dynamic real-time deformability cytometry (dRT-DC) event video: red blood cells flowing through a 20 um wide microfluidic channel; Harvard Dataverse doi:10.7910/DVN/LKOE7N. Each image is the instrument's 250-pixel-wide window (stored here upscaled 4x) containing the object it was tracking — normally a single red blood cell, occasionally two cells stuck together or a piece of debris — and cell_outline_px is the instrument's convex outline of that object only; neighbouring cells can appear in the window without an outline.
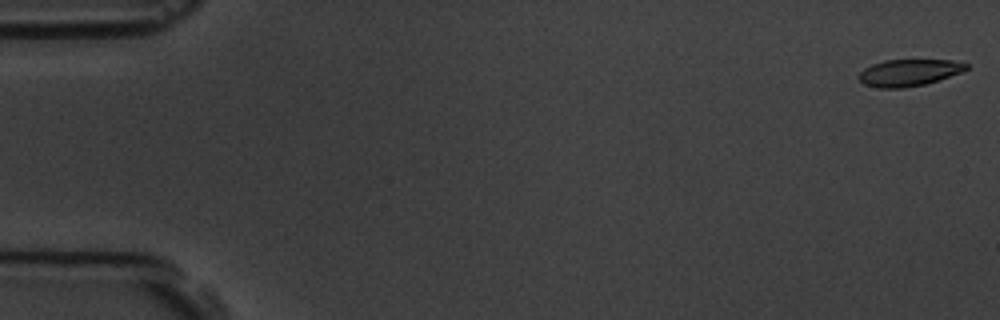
{"species": "common noctule bat (a hibernating species)", "species_latin": "Nyctalus noctula", "temperature_condition": "room temperature", "stored_images_in_passage": 5, "camera_frame_rate_fps": 3000, "um_per_image_px": 0.085, "animal": {"sex": "male", "body_mass_g": 19.5, "forearm_length_mm": 54.6}, "frame": {"image": 1, "passage_image": 1, "time_ms": 0.0, "image_size_px": [1000, 320], "cell_outline_px": [[968, 68], [964, 72], [924, 84], [904, 88], [880, 88], [864, 84], [856, 76], [864, 68], [872, 64], [884, 60], [952, 60], [968, 64]], "centroid_in_image_um": [77.25, 6.17], "position_along_channel_um": 7.7, "area_um2": 16.82}}
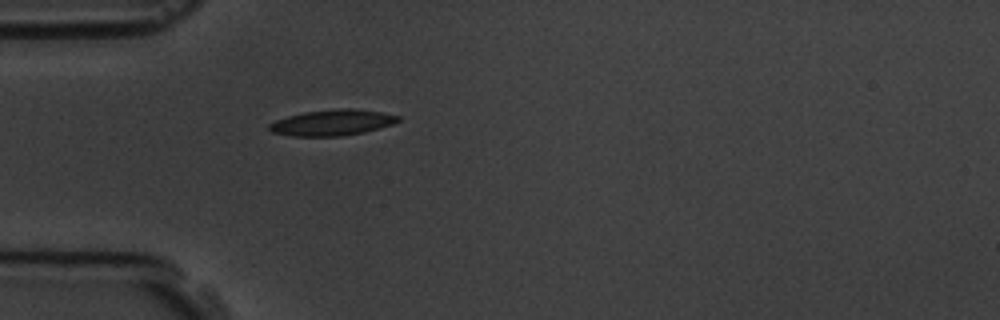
{"frame": {"image": 2, "passage_image": 5, "time_ms": 5.333, "image_size_px": [1000, 320], "cell_outline_px": [[400, 120], [392, 124], [380, 128], [364, 132], [340, 136], [292, 136], [272, 132], [268, 128], [268, 124], [276, 120], [288, 116], [304, 112], [336, 108], [356, 108], [380, 112], [400, 116]], "centroid_in_image_um": [28.24, 10.41], "position_along_channel_um": 56.8, "area_um2": 19.48}}